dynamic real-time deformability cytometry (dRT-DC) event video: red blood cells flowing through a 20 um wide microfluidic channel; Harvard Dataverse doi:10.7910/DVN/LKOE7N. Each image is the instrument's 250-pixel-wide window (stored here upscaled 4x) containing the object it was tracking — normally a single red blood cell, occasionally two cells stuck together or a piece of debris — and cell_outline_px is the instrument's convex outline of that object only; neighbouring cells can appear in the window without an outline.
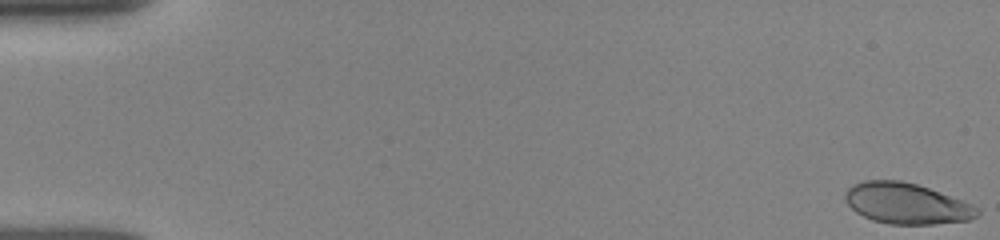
{"species": "human", "species_latin": "Homo sapiens", "temperature_condition": "room temperature", "stored_images_in_passage": 52, "camera_frame_rate_fps": 3000, "um_per_image_px": 0.085, "donor": {"sex": "female"}, "frame": {"image": 1, "passage_image": 1, "time_ms": 0.0, "image_size_px": [1000, 240], "cell_outline_px": [[980, 216], [968, 220], [932, 224], [888, 224], [872, 220], [856, 212], [844, 200], [844, 192], [852, 184], [864, 180], [900, 180], [916, 184], [928, 188], [972, 204], [980, 208]], "centroid_in_image_um": [77.04, 17.29], "position_along_channel_um": 8.0, "area_um2": 31.5}}
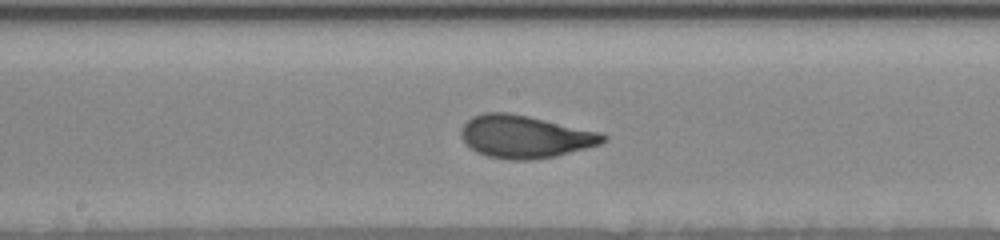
{"frame": {"image": 2, "passage_image": 28, "time_ms": 9.0, "image_size_px": [1000, 240], "cell_outline_px": [[608, 140], [600, 144], [552, 156], [532, 160], [512, 160], [488, 156], [476, 152], [460, 136], [460, 128], [472, 116], [484, 112], [508, 112], [528, 116], [600, 132], [608, 136]], "centroid_in_image_um": [44.6, 11.6], "position_along_channel_um": 203.6, "area_um2": 34.97}}
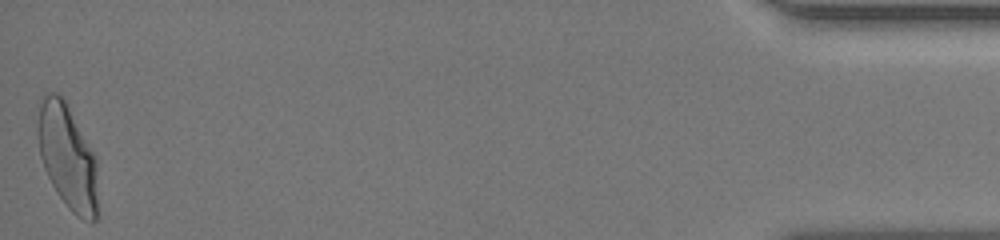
{"frame": {"image": 3, "passage_image": 52, "time_ms": 17.0, "image_size_px": [1000, 240], "cell_outline_px": [[96, 220], [92, 224], [76, 216], [68, 208], [56, 192], [44, 168], [40, 156], [36, 136], [36, 128], [40, 104], [44, 92], [56, 92], [64, 100], [92, 152], [96, 160]], "centroid_in_image_um": [5.69, 13.35], "position_along_channel_um": 429.5, "area_um2": 36.24}, "authors_computed_cell_mechanics": {"area_um2": 33.9286, "velocity_mm_per_s": 3.8946, "shape_relaxation_time_tau1_ms": 3.3504, "shape_relaxation_time_tau2_ms": null, "deformation_change_tau1": 0.1531, "deformation_change_tau2": null}}